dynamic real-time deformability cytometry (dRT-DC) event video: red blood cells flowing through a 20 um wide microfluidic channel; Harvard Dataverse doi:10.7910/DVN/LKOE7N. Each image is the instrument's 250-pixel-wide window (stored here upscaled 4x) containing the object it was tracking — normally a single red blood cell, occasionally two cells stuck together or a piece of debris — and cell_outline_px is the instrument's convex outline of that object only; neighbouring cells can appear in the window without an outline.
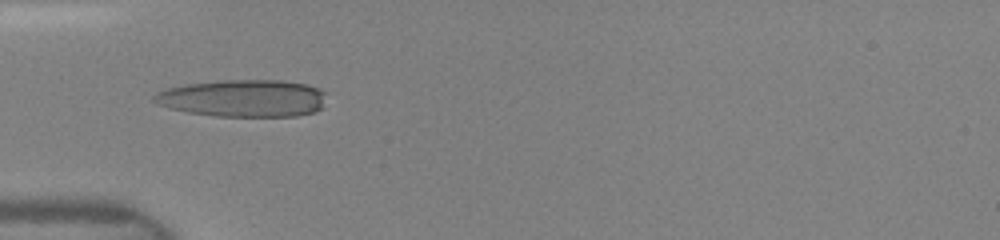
{"species": "human", "species_latin": "Homo sapiens", "temperature_condition": "room temperature", "stored_images_in_passage": 20, "camera_frame_rate_fps": 3000, "um_per_image_px": 0.085, "donor": {"sex": "female"}, "frame": {"image": 1, "passage_image": 12, "time_ms": 5.0, "image_size_px": [1000, 240], "cell_outline_px": [[328, 92], [320, 108], [312, 112], [296, 116], [212, 116], [188, 112], [168, 108], [156, 104], [152, 100], [152, 96], [156, 92], [168, 88], [188, 84], [220, 80], [280, 80], [308, 84]], "centroid_in_image_um": [20.66, 8.35], "position_along_channel_um": 64.3, "area_um2": 37.63}}
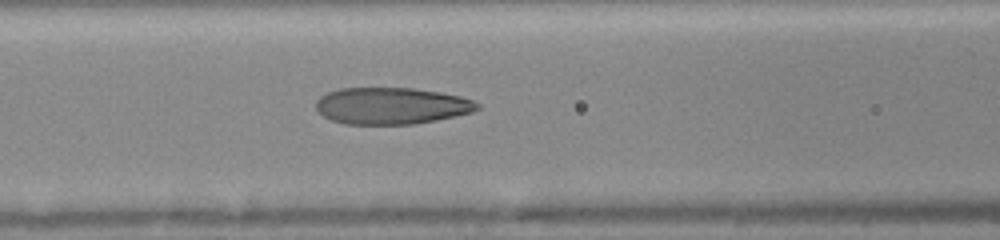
{"frame": {"image": 2, "passage_image": 15, "time_ms": 6.667, "image_size_px": [1000, 240], "cell_outline_px": [[480, 108], [472, 112], [456, 116], [416, 124], [344, 124], [332, 120], [324, 116], [316, 108], [316, 100], [320, 96], [328, 92], [340, 88], [412, 88], [440, 92], [460, 96], [472, 100], [480, 104]], "centroid_in_image_um": [33.28, 8.99], "position_along_channel_um": 133.3, "area_um2": 34.56}}
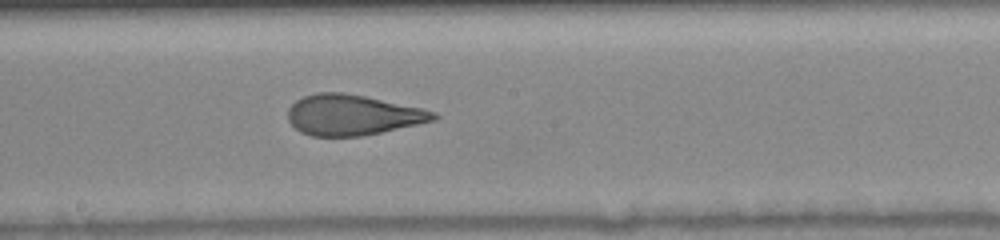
{"frame": {"image": 3, "passage_image": 20, "time_ms": 8.667, "image_size_px": [1000, 240], "cell_outline_px": [[440, 116], [436, 120], [380, 132], [360, 136], [312, 136], [300, 132], [288, 120], [288, 108], [296, 100], [304, 96], [316, 92], [344, 92], [424, 108], [436, 112]], "centroid_in_image_um": [29.97, 9.76], "position_along_channel_um": 218.2, "area_um2": 34.39}}